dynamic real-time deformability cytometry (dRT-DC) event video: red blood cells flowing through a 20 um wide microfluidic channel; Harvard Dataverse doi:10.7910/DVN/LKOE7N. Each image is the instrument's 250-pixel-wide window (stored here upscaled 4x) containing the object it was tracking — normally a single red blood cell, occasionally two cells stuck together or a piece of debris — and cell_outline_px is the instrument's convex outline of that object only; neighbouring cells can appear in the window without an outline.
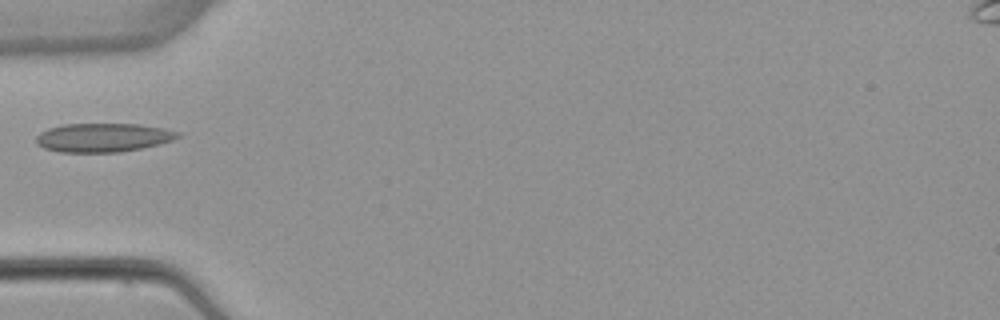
{"species": "common noctule bat (a hibernating species)", "species_latin": "Nyctalus noctula", "temperature_condition": "warm", "stored_images_in_passage": 3, "camera_frame_rate_fps": 3000, "um_per_image_px": 0.085, "animal": {"sex": "female", "body_mass_g": 22.7, "forearm_length_mm": 54.2}, "frame": {"image": 1, "passage_image": 3, "time_ms": 3.333, "image_size_px": [1000, 320], "cell_outline_px": [[180, 136], [172, 140], [160, 144], [120, 152], [60, 152], [44, 148], [36, 144], [36, 136], [40, 132], [48, 128], [64, 124], [140, 124], [164, 128], [180, 132]], "centroid_in_image_um": [8.75, 11.69], "position_along_channel_um": 76.2, "area_um2": 23.81}}